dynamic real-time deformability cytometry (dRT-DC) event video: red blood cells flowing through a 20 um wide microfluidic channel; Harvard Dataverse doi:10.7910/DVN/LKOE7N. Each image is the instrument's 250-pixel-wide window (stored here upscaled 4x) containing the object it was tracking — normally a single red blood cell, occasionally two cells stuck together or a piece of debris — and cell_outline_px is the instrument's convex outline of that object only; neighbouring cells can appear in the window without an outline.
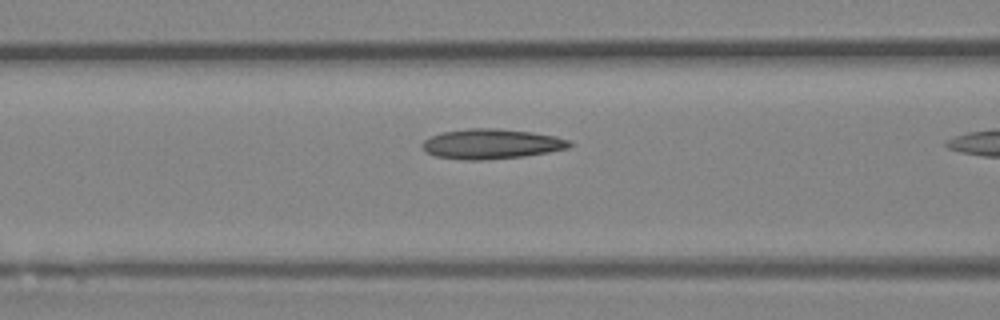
{"species": "Egyptian fruit bat (a non-hibernating species)", "species_latin": "Rousettus aegyptiacus", "temperature_condition": "room temperature", "stored_images_in_passage": 10, "camera_frame_rate_fps": 3000, "um_per_image_px": 0.085, "animal": {"sex": "female"}, "frame": {"image": 1, "passage_image": 9, "time_ms": 2.667, "image_size_px": [1000, 320], "cell_outline_px": [[572, 144], [568, 148], [548, 152], [524, 156], [488, 160], [460, 160], [436, 156], [424, 152], [420, 144], [424, 140], [432, 136], [444, 132], [468, 128], [496, 128], [532, 132], [556, 136], [568, 140]], "centroid_in_image_um": [41.73, 12.24], "position_along_channel_um": 124.9, "area_um2": 25.84}}